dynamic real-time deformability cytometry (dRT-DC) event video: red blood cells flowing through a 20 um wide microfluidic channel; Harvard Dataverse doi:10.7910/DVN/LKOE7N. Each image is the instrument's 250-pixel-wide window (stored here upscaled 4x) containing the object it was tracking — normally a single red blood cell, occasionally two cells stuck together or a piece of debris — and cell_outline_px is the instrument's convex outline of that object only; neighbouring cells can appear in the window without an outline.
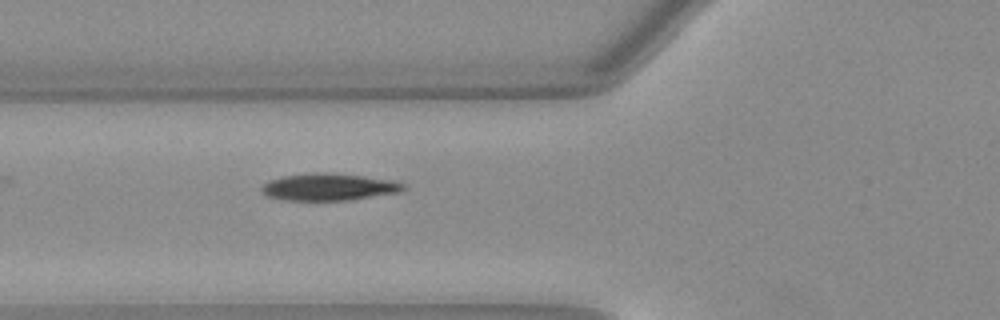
{"species": "Egyptian fruit bat (a non-hibernating species)", "species_latin": "Rousettus aegyptiacus", "temperature_condition": "warm", "stored_images_in_passage": 7, "camera_frame_rate_fps": 3000, "um_per_image_px": 0.085, "animal": {"sex": "female"}, "frame": {"image": 1, "passage_image": 3, "time_ms": 0.667, "image_size_px": [1000, 320], "cell_outline_px": [[408, 188], [400, 192], [348, 200], [284, 200], [268, 196], [260, 192], [260, 188], [268, 180], [284, 176], [316, 172], [328, 172], [364, 176], [392, 180], [408, 184]], "centroid_in_image_um": [27.98, 15.89], "position_along_channel_um": 97.8, "area_um2": 22.54}}
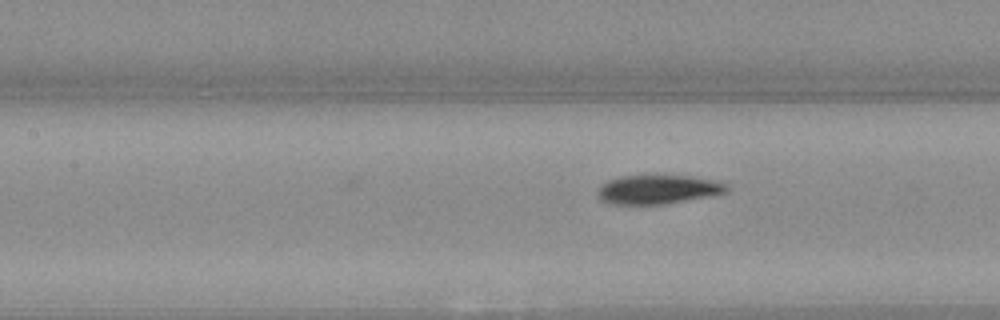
{"frame": {"image": 2, "passage_image": 7, "time_ms": 2.0, "image_size_px": [1000, 320], "cell_outline_px": [[728, 192], [708, 196], [664, 204], [608, 204], [600, 200], [596, 196], [596, 192], [600, 184], [608, 180], [620, 176], [696, 176], [716, 180], [728, 184]], "centroid_in_image_um": [55.89, 16.1], "position_along_channel_um": 151.5, "area_um2": 22.02}}